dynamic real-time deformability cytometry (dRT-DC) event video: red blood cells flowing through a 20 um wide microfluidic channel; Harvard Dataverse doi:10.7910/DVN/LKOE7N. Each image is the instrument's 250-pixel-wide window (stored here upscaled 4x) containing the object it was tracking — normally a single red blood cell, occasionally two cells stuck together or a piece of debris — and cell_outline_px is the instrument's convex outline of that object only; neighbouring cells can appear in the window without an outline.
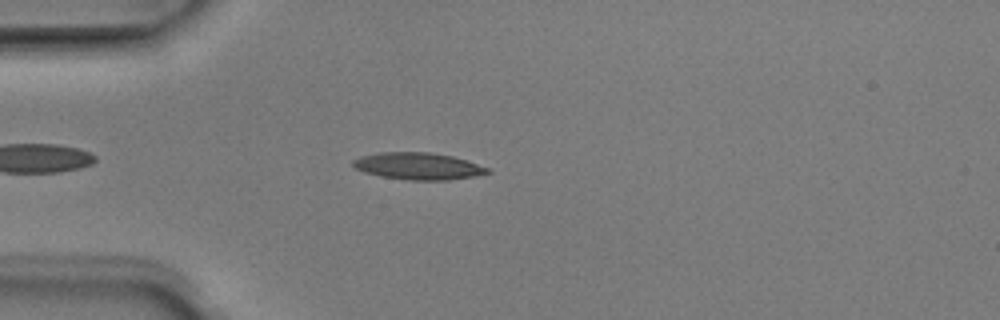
{"species": "Egyptian fruit bat (a non-hibernating species)", "species_latin": "Rousettus aegyptiacus", "temperature_condition": "room temperature", "stored_images_in_passage": 40, "camera_frame_rate_fps": 3000, "um_per_image_px": 0.085, "animal": {"sex": "male"}, "frame": {"image": 1, "passage_image": 6, "time_ms": 1.667, "image_size_px": [1000, 320], "cell_outline_px": [[492, 172], [472, 176], [448, 180], [408, 180], [384, 176], [364, 172], [356, 168], [352, 164], [352, 160], [360, 156], [380, 152], [428, 152], [452, 156], [488, 168]], "centroid_in_image_um": [35.51, 14.11], "position_along_channel_um": 49.5, "area_um2": 20.81}}
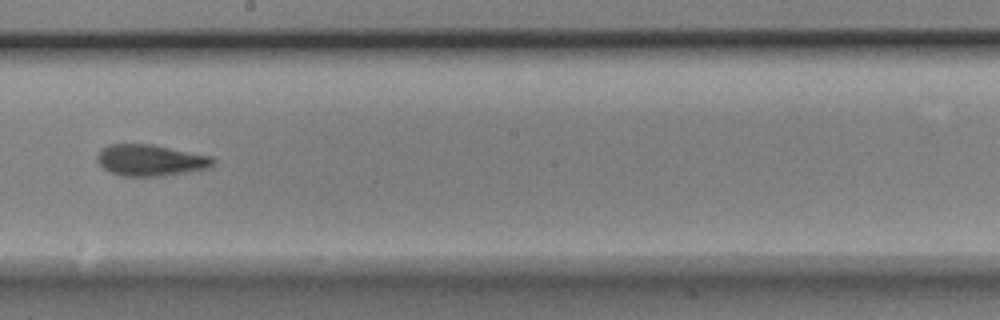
{"frame": {"image": 2, "passage_image": 21, "time_ms": 6.667, "image_size_px": [1000, 320], "cell_outline_px": [[216, 164], [212, 168], [164, 176], [120, 176], [104, 168], [100, 164], [96, 156], [108, 144], [152, 144], [212, 156], [216, 160]], "centroid_in_image_um": [12.88, 13.63], "position_along_channel_um": 235.3, "area_um2": 21.33}}
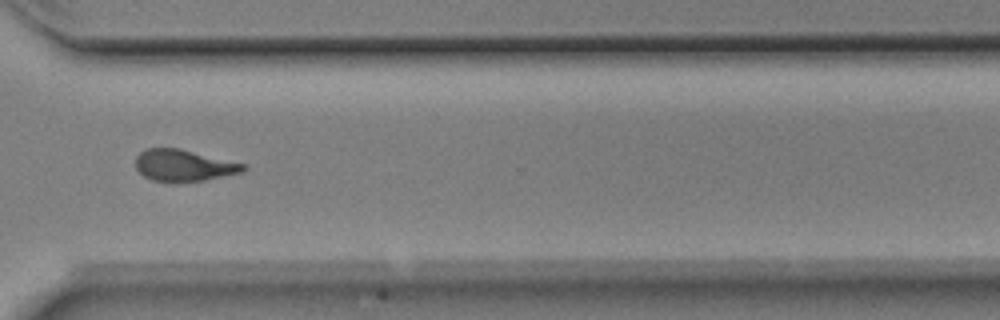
{"frame": {"image": 3, "passage_image": 30, "time_ms": 9.667, "image_size_px": [1000, 320], "cell_outline_px": [[248, 168], [244, 172], [204, 180], [152, 180], [144, 176], [136, 168], [136, 156], [140, 152], [148, 148], [180, 148], [248, 164]], "centroid_in_image_um": [15.69, 14.03], "position_along_channel_um": 354.9, "area_um2": 19.65}, "authors_computed_cell_mechanics": {"area_um2": 20.6635, "velocity_mm_per_s": 3.9815, "shape_relaxation_time_tau1_ms": 4.9114, "shape_relaxation_time_tau2_ms": 2.8051, "deformation_change_tau1": 0.171, "deformation_change_tau2": 0.1092}}